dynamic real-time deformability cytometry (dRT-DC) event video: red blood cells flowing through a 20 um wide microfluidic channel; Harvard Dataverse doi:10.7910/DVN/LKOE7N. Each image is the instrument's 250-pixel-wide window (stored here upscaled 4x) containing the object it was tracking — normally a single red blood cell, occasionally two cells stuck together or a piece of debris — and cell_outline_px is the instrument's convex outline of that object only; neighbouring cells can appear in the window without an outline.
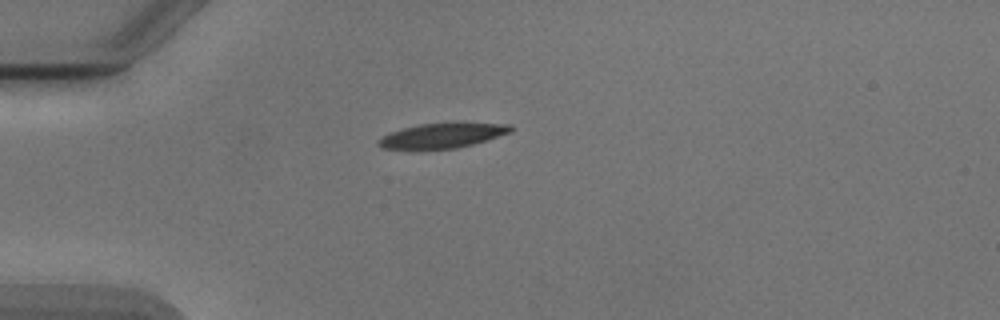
{"species": "Egyptian fruit bat (a non-hibernating species)", "species_latin": "Rousettus aegyptiacus", "temperature_condition": "cold", "stored_images_in_passage": 39, "camera_frame_rate_fps": 3000, "um_per_image_px": 0.085, "animal": {"sex": "male"}, "frame": {"image": 1, "passage_image": 1, "time_ms": 0.0, "image_size_px": [1000, 320], "cell_outline_px": [[512, 132], [472, 144], [456, 148], [384, 148], [376, 144], [376, 140], [392, 132], [404, 128], [420, 124], [512, 124]], "centroid_in_image_um": [37.59, 11.53], "position_along_channel_um": 47.4, "area_um2": 18.21}}
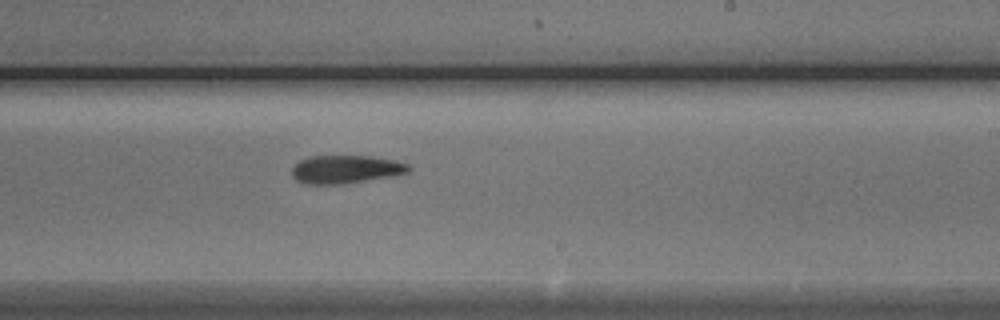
{"frame": {"image": 2, "passage_image": 19, "time_ms": 6.0, "image_size_px": [1000, 320], "cell_outline_px": [[412, 168], [408, 172], [392, 176], [340, 184], [304, 184], [296, 180], [292, 176], [292, 168], [300, 160], [308, 156], [368, 156], [396, 160], [408, 164]], "centroid_in_image_um": [29.37, 14.39], "position_along_channel_um": 259.6, "area_um2": 19.13}}
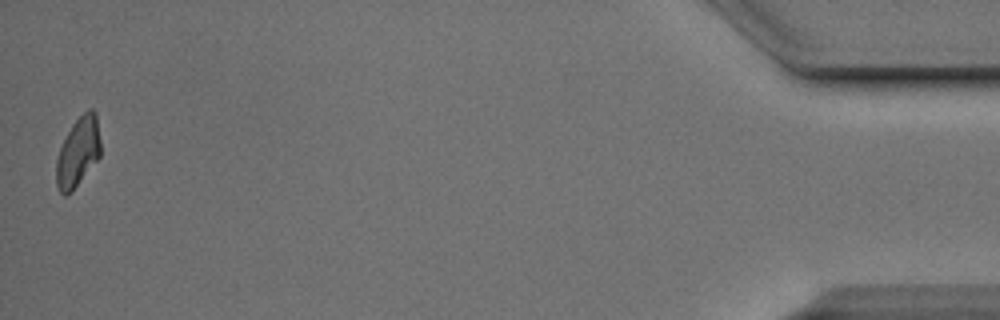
{"frame": {"image": 3, "passage_image": 39, "time_ms": 12.667, "image_size_px": [1000, 320], "cell_outline_px": [[100, 156], [72, 192], [64, 196], [60, 192], [56, 184], [56, 160], [60, 148], [72, 124], [88, 108], [92, 108], [96, 112], [100, 140]], "centroid_in_image_um": [6.63, 12.93], "position_along_channel_um": 428.6, "area_um2": 17.86}, "authors_computed_cell_mechanics": {"area_um2": 19.2474, "velocity_mm_per_s": 3.8914, "shape_relaxation_time_tau1_ms": 4.2534, "shape_relaxation_time_tau2_ms": 6.357, "deformation_change_tau1": 0.148, "deformation_change_tau2": 0.1608}}